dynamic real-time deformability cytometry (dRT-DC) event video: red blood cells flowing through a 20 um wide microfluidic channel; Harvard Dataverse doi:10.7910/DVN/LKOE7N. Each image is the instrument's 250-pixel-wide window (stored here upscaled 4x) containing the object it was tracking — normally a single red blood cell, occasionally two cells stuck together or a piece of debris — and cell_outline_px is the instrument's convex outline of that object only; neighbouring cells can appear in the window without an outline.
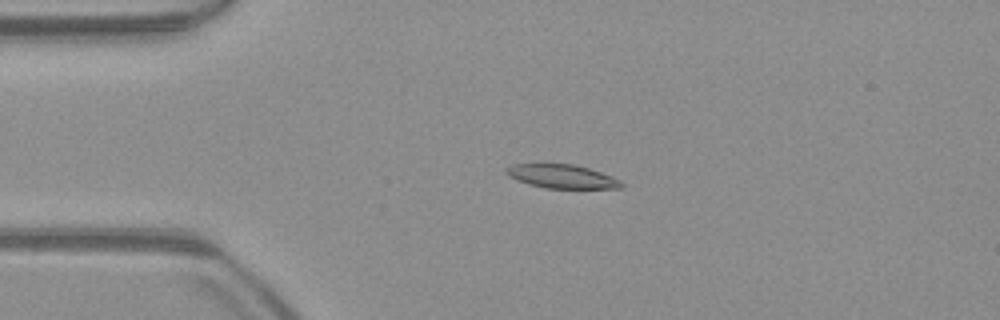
{"species": "common noctule bat (a hibernating species)", "species_latin": "Nyctalus noctula", "temperature_condition": "warm", "stored_images_in_passage": 52, "camera_frame_rate_fps": 3000, "um_per_image_px": 0.085, "animal": {"sex": "male", "body_mass_g": 23.1, "forearm_length_mm": 52.7}, "frame": {"image": 1, "passage_image": 12, "time_ms": 3.667, "image_size_px": [1000, 320], "cell_outline_px": [[624, 188], [544, 188], [528, 184], [516, 180], [508, 176], [504, 172], [512, 164], [572, 164], [588, 168], [612, 176], [620, 180], [624, 184]], "centroid_in_image_um": [47.76, 15.0], "position_along_channel_um": 37.2, "area_um2": 15.9}}
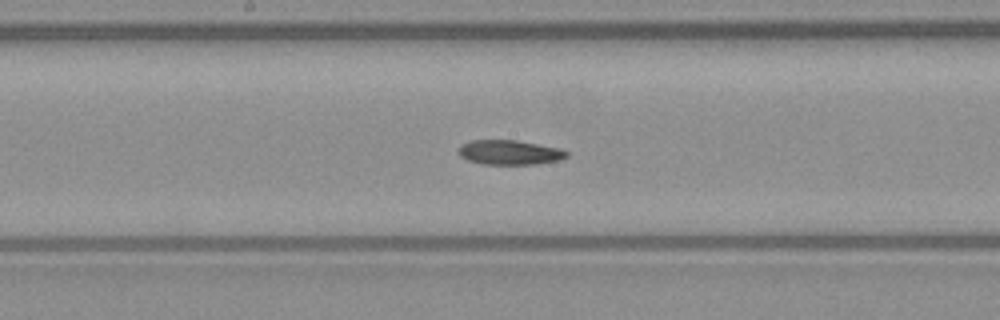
{"frame": {"image": 2, "passage_image": 27, "time_ms": 8.667, "image_size_px": [1000, 320], "cell_outline_px": [[568, 156], [560, 160], [536, 164], [484, 164], [468, 160], [460, 156], [456, 152], [460, 144], [472, 140], [516, 140], [560, 148], [568, 152]], "centroid_in_image_um": [43.29, 12.95], "position_along_channel_um": 204.9, "area_um2": 15.61}}
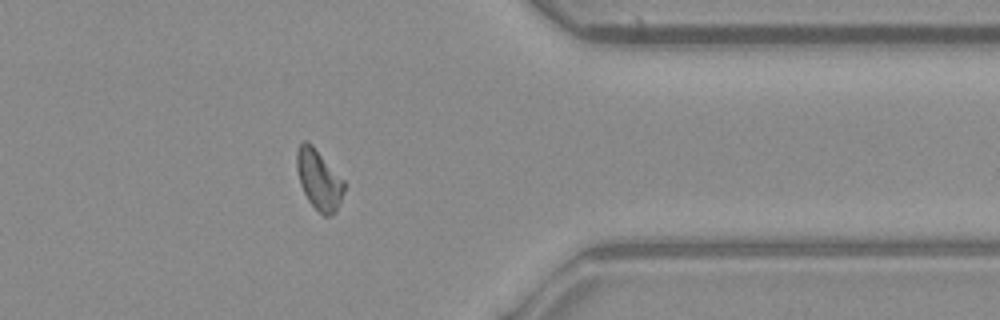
{"frame": {"image": 3, "passage_image": 42, "time_ms": 13.667, "image_size_px": [1000, 320], "cell_outline_px": [[344, 192], [336, 212], [332, 216], [324, 216], [308, 200], [300, 184], [296, 168], [296, 152], [300, 144], [304, 140], [308, 140], [312, 144], [344, 180]], "centroid_in_image_um": [27.1, 15.26], "position_along_channel_um": 384.3, "area_um2": 16.59}}